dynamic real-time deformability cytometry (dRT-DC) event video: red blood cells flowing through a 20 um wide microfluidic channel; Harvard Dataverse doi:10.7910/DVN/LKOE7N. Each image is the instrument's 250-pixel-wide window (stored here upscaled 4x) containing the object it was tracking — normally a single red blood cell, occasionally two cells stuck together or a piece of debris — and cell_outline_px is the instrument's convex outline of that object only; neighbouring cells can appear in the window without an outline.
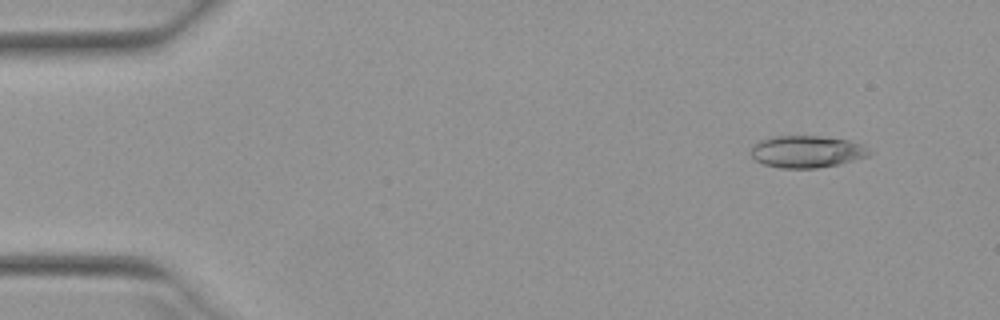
{"species": "Egyptian fruit bat (a non-hibernating species)", "species_latin": "Rousettus aegyptiacus", "temperature_condition": "warm", "stored_images_in_passage": 47, "camera_frame_rate_fps": 3000, "um_per_image_px": 0.085, "animal": {"sex": "female"}, "frame": {"image": 1, "passage_image": 5, "time_ms": 1.333, "image_size_px": [1000, 320], "cell_outline_px": [[876, 152], [868, 156], [840, 164], [816, 168], [780, 168], [764, 164], [756, 160], [752, 156], [752, 144], [760, 140], [772, 136], [820, 136], [848, 140], [860, 144]], "centroid_in_image_um": [68.6, 12.89], "position_along_channel_um": 16.4, "area_um2": 22.2}}
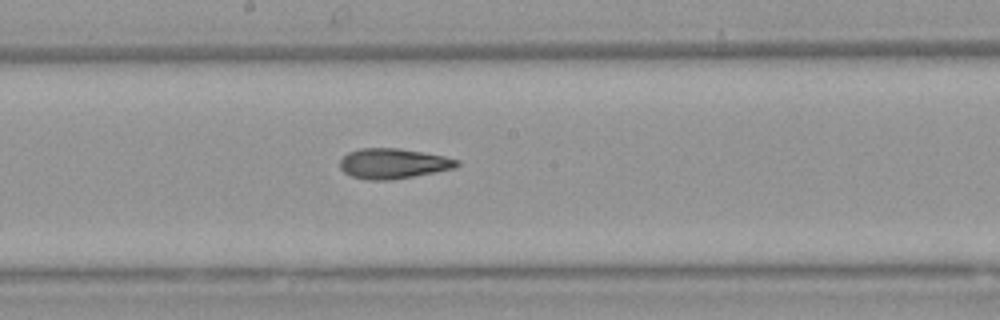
{"frame": {"image": 2, "passage_image": 28, "time_ms": 9.0, "image_size_px": [1000, 320], "cell_outline_px": [[460, 164], [456, 168], [392, 180], [364, 180], [352, 176], [344, 172], [340, 168], [340, 160], [348, 152], [360, 148], [400, 148], [444, 156], [460, 160]], "centroid_in_image_um": [33.42, 13.9], "position_along_channel_um": 214.8, "area_um2": 20.69}}
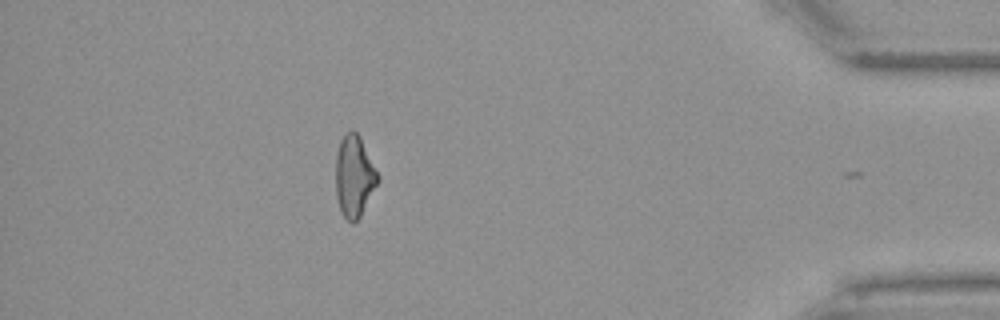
{"frame": {"image": 3, "passage_image": 46, "time_ms": 15.0, "image_size_px": [1000, 320], "cell_outline_px": [[380, 180], [360, 216], [352, 224], [340, 212], [336, 196], [336, 152], [340, 140], [352, 128], [360, 136], [380, 176]], "centroid_in_image_um": [30.11, 14.97], "position_along_channel_um": 405.1, "area_um2": 20.11}, "authors_computed_cell_mechanics": {"area_um2": 20.808, "velocity_mm_per_s": 3.9726, "shape_relaxation_time_tau1_ms": null, "shape_relaxation_time_tau2_ms": 3.2038, "deformation_change_tau1": null, "deformation_change_tau2": 0.109}}